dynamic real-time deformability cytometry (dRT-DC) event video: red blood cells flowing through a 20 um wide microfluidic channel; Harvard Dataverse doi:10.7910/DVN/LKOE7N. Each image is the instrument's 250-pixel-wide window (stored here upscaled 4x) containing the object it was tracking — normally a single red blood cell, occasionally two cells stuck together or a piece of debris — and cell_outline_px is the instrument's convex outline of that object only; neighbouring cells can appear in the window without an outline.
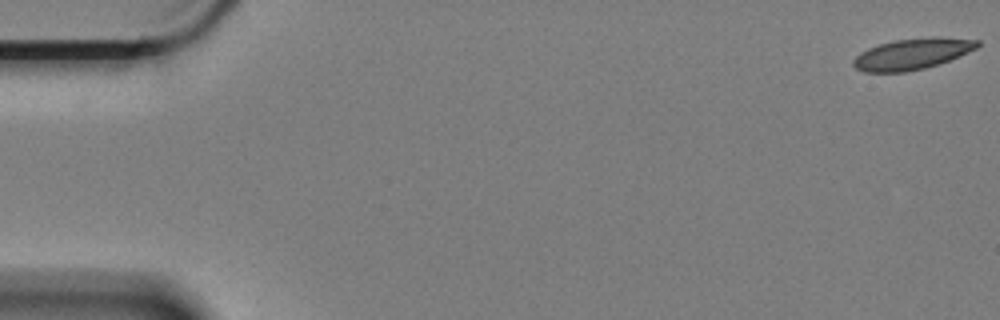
{"species": "Egyptian fruit bat (a non-hibernating species)", "species_latin": "Rousettus aegyptiacus", "temperature_condition": "cold", "stored_images_in_passage": 54, "camera_frame_rate_fps": 3000, "um_per_image_px": 0.085, "animal": {"sex": "female"}, "frame": {"image": 1, "passage_image": 1, "time_ms": 0.0, "image_size_px": [1000, 320], "cell_outline_px": [[980, 44], [976, 48], [948, 60], [924, 68], [904, 72], [864, 72], [856, 68], [852, 64], [852, 60], [860, 52], [868, 48], [880, 44], [896, 40], [980, 40]], "centroid_in_image_um": [77.38, 4.65], "position_along_channel_um": 7.6, "area_um2": 20.98}}
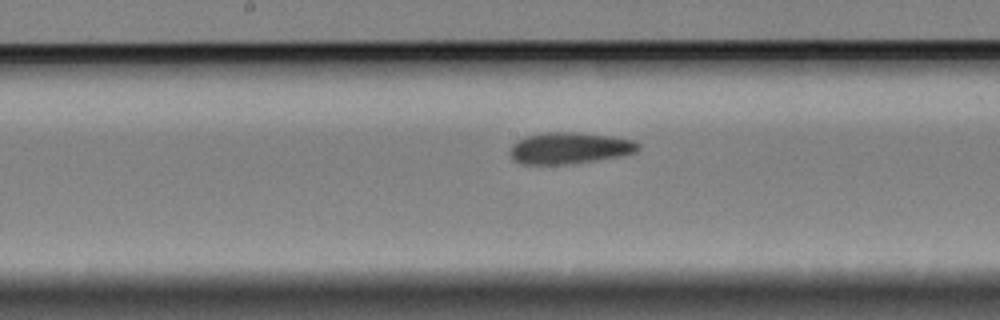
{"frame": {"image": 2, "passage_image": 31, "time_ms": 10.0, "image_size_px": [1000, 320], "cell_outline_px": [[640, 148], [636, 152], [624, 156], [568, 164], [520, 164], [512, 160], [508, 152], [512, 144], [516, 140], [524, 136], [544, 132], [576, 132], [612, 136], [632, 140], [640, 144]], "centroid_in_image_um": [48.37, 12.59], "position_along_channel_um": 199.8, "area_um2": 23.93}}
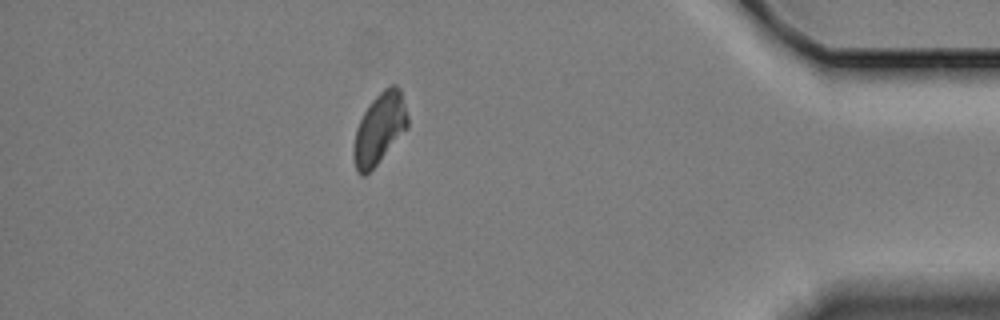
{"frame": {"image": 3, "passage_image": 53, "time_ms": 17.333, "image_size_px": [1000, 320], "cell_outline_px": [[408, 128], [376, 164], [364, 176], [360, 176], [356, 172], [352, 156], [352, 148], [356, 128], [364, 112], [372, 100], [388, 84], [396, 84], [400, 88], [408, 116]], "centroid_in_image_um": [32.24, 10.93], "position_along_channel_um": 403.0, "area_um2": 22.43}}